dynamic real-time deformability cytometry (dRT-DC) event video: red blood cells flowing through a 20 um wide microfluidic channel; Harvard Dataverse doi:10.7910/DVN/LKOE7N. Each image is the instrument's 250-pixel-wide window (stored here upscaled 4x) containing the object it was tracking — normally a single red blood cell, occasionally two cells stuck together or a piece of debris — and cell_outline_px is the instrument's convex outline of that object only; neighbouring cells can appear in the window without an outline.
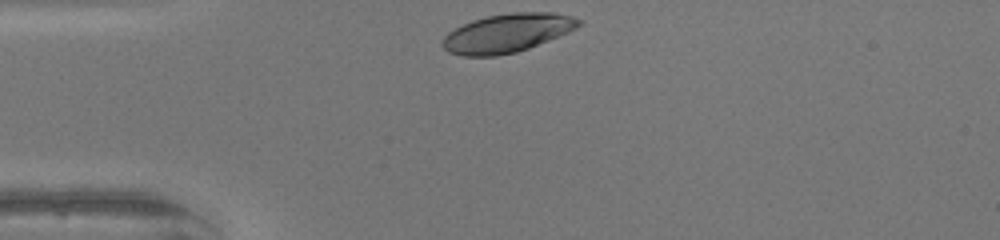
{"species": "human", "species_latin": "Homo sapiens", "temperature_condition": "warm", "stored_images_in_passage": 27, "camera_frame_rate_fps": 3000, "um_per_image_px": 0.085, "donor": {"sex": "female"}, "frame": {"image": 1, "passage_image": 1, "time_ms": 0.0, "image_size_px": [1000, 240], "cell_outline_px": [[584, 24], [568, 32], [528, 48], [516, 52], [496, 56], [460, 56], [448, 52], [440, 44], [444, 36], [448, 32], [472, 20], [488, 16], [512, 12], [556, 12], [572, 16], [584, 20]], "centroid_in_image_um": [43.13, 2.8], "position_along_channel_um": 41.9, "area_um2": 30.81}}
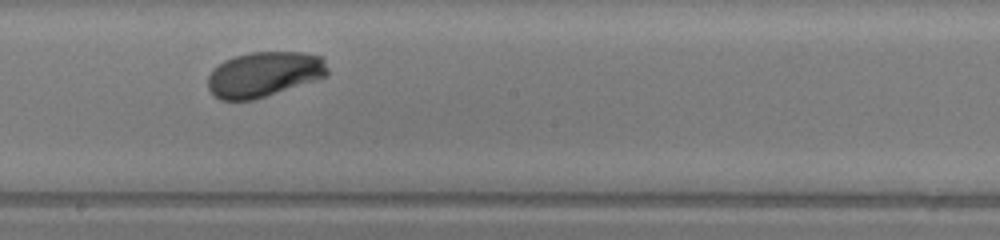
{"frame": {"image": 2, "passage_image": 16, "time_ms": 5.0, "image_size_px": [1000, 240], "cell_outline_px": [[328, 76], [252, 100], [220, 100], [208, 88], [208, 76], [212, 68], [224, 60], [236, 56], [252, 52], [304, 52], [324, 56], [328, 68]], "centroid_in_image_um": [22.46, 6.29], "position_along_channel_um": 225.7, "area_um2": 31.56}}
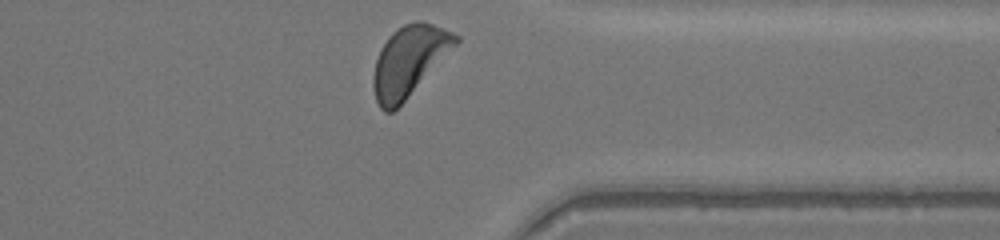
{"frame": {"image": 3, "passage_image": 27, "time_ms": 8.667, "image_size_px": [1000, 240], "cell_outline_px": [[460, 40], [404, 100], [392, 112], [384, 112], [380, 108], [376, 100], [372, 84], [372, 76], [376, 60], [380, 48], [388, 36], [392, 32], [404, 24], [416, 20], [420, 20], [432, 24], [452, 32], [460, 36]], "centroid_in_image_um": [34.73, 5.16], "position_along_channel_um": 376.7, "area_um2": 33.06}, "authors_computed_cell_mechanics": {"area_um2": 31.6744, "velocity_mm_per_s": 4.246, "shape_relaxation_time_tau1_ms": 1.2091, "shape_relaxation_time_tau2_ms": null, "deformation_change_tau1": 0.1113, "deformation_change_tau2": null}}